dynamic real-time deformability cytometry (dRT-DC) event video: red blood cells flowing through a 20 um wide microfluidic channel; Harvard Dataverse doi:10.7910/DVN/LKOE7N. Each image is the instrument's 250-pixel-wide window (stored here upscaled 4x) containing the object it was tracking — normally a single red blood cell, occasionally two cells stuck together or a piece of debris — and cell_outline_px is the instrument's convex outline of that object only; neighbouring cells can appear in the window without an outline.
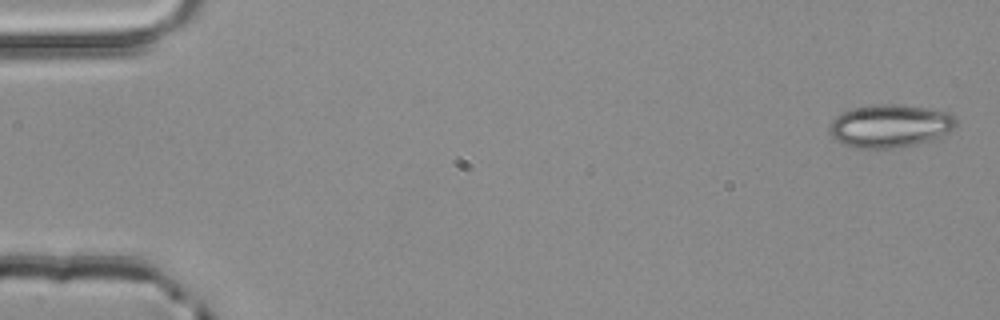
{"species": "common noctule bat (a hibernating species)", "species_latin": "Nyctalus noctula", "temperature_condition": "room temperature", "stored_images_in_passage": 4, "camera_frame_rate_fps": 3000, "um_per_image_px": 0.085, "animal": {"sex": "male", "body_mass_g": 20.4}, "frame": {"image": 1, "passage_image": 1, "time_ms": 0.0, "image_size_px": [1000, 320], "cell_outline_px": [[956, 128], [940, 136], [916, 144], [892, 148], [860, 148], [844, 144], [836, 140], [828, 132], [828, 124], [840, 112], [852, 108], [876, 104], [896, 104], [924, 108], [948, 112], [956, 120]], "centroid_in_image_um": [75.59, 10.69], "position_along_channel_um": 9.4, "area_um2": 31.62}}